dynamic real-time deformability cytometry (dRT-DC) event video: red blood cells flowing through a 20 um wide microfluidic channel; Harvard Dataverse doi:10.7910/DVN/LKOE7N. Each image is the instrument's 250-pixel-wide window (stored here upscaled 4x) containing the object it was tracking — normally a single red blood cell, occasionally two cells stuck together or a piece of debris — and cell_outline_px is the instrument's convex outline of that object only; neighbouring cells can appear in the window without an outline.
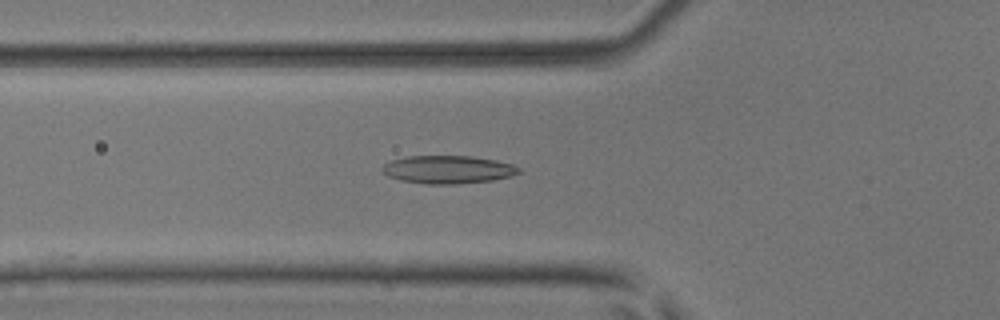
{"species": "common noctule bat (a hibernating species)", "species_latin": "Nyctalus noctula", "temperature_condition": "room temperature", "stored_images_in_passage": 51, "camera_frame_rate_fps": 3000, "um_per_image_px": 0.085, "animal": {"sex": "male", "body_mass_g": 17.9, "forearm_length_mm": 54.2}, "frame": {"image": 1, "passage_image": 19, "time_ms": 6.0, "image_size_px": [1000, 320], "cell_outline_px": [[520, 172], [512, 176], [492, 180], [456, 184], [424, 184], [400, 180], [388, 176], [380, 168], [384, 164], [392, 160], [408, 156], [472, 156], [496, 160], [512, 164], [520, 168]], "centroid_in_image_um": [38.08, 14.41], "position_along_channel_um": 87.7, "area_um2": 22.31}}
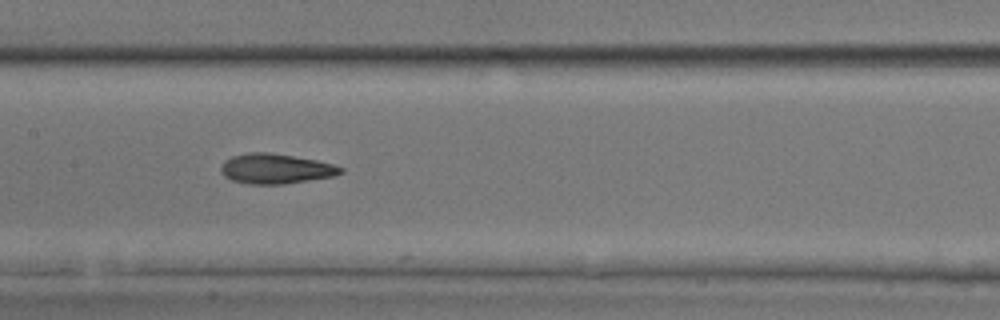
{"frame": {"image": 2, "passage_image": 26, "time_ms": 8.333, "image_size_px": [1000, 320], "cell_outline_px": [[344, 172], [336, 176], [284, 184], [248, 184], [232, 180], [224, 176], [220, 168], [224, 160], [232, 156], [248, 152], [268, 152], [316, 160], [332, 164], [344, 168]], "centroid_in_image_um": [23.44, 14.34], "position_along_channel_um": 184.0, "area_um2": 20.98}}
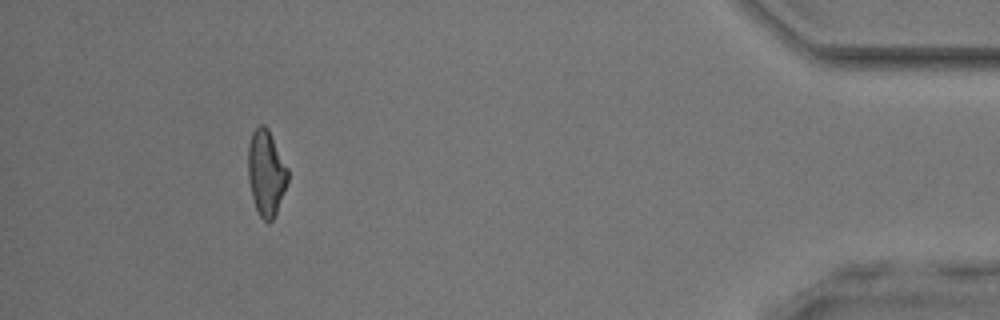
{"frame": {"image": 3, "passage_image": 47, "time_ms": 15.333, "image_size_px": [1000, 320], "cell_outline_px": [[288, 184], [276, 212], [272, 220], [264, 220], [260, 216], [256, 208], [252, 196], [248, 176], [248, 144], [252, 132], [260, 124], [264, 124], [268, 128], [288, 168]], "centroid_in_image_um": [22.63, 14.66], "position_along_channel_um": 412.6, "area_um2": 19.77}, "authors_computed_cell_mechanics": {"area_um2": 20.808, "velocity_mm_per_s": 4.1167, "shape_relaxation_time_tau1_ms": 5.1009, "shape_relaxation_time_tau2_ms": 2.9567, "deformation_change_tau1": 0.1458, "deformation_change_tau2": 0.1181}}